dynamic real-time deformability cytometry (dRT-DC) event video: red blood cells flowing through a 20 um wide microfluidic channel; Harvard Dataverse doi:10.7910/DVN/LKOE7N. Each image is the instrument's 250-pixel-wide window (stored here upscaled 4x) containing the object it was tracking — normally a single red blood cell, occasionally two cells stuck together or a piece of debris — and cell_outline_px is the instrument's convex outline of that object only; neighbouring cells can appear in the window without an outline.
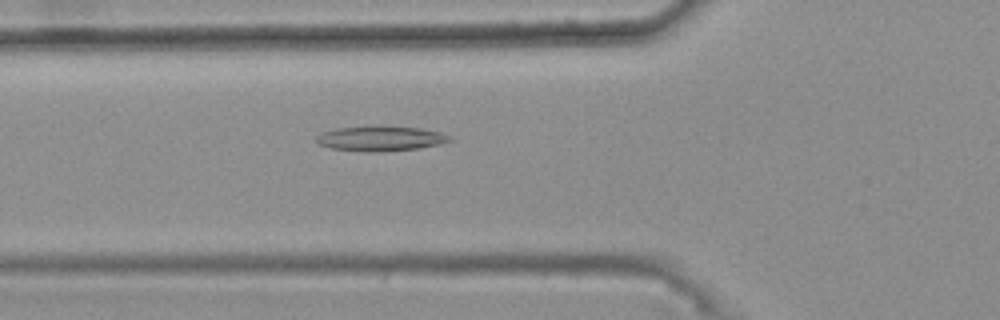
{"species": "common noctule bat (a hibernating species)", "species_latin": "Nyctalus noctula", "temperature_condition": "warm", "stored_images_in_passage": 29, "camera_frame_rate_fps": 3000, "um_per_image_px": 0.085, "animal": {"sex": "female", "body_mass_g": 25.1}, "frame": {"image": 1, "passage_image": 5, "time_ms": 1.333, "image_size_px": [1000, 320], "cell_outline_px": [[452, 140], [440, 144], [420, 148], [368, 152], [332, 148], [320, 144], [316, 140], [316, 136], [324, 132], [336, 128], [420, 128], [440, 132], [448, 136]], "centroid_in_image_um": [32.36, 11.8], "position_along_channel_um": 93.4, "area_um2": 18.32}}
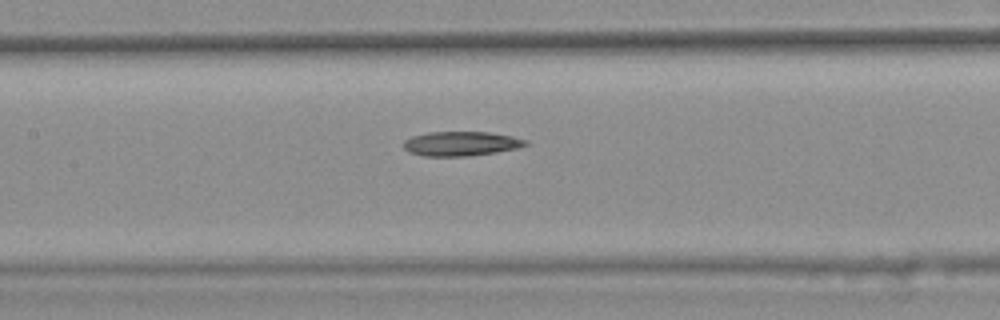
{"frame": {"image": 2, "passage_image": 11, "time_ms": 3.333, "image_size_px": [1000, 320], "cell_outline_px": [[528, 144], [516, 148], [496, 152], [468, 156], [424, 156], [408, 152], [404, 148], [404, 140], [412, 136], [428, 132], [488, 132], [512, 136], [528, 140]], "centroid_in_image_um": [39.17, 12.21], "position_along_channel_um": 168.2, "area_um2": 17.34}}
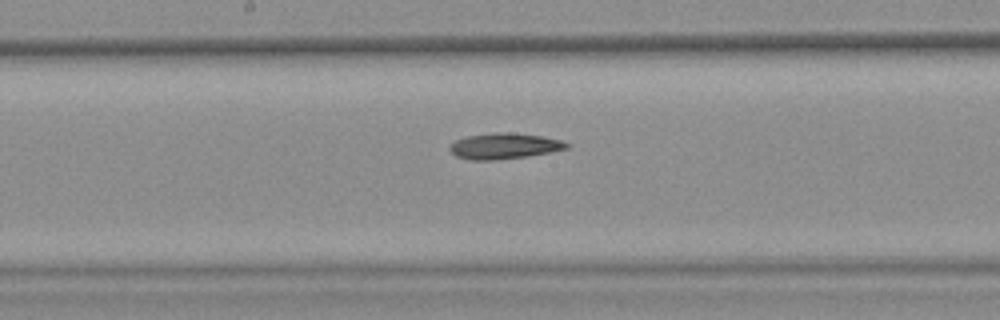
{"frame": {"image": 3, "passage_image": 14, "time_ms": 4.333, "image_size_px": [1000, 320], "cell_outline_px": [[572, 144], [568, 148], [528, 156], [496, 160], [472, 160], [456, 156], [448, 148], [456, 140], [464, 136], [496, 132], [512, 132], [544, 136], [560, 140]], "centroid_in_image_um": [42.87, 12.4], "position_along_channel_um": 205.3, "area_um2": 17.69}}